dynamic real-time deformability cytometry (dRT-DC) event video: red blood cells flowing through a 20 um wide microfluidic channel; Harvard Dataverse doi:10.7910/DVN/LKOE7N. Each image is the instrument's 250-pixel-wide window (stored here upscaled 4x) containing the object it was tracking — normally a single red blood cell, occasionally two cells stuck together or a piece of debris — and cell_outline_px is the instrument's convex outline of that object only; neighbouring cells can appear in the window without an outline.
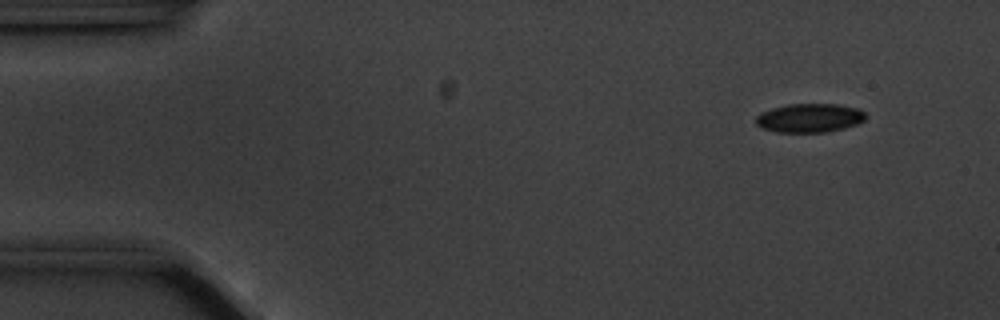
{"species": "common noctule bat (a hibernating species)", "species_latin": "Nyctalus noctula", "temperature_condition": "cold", "stored_images_in_passage": 56, "camera_frame_rate_fps": 3000, "um_per_image_px": 0.085, "animal": {"sex": "male", "body_mass_g": 20.1, "forearm_length_mm": 53.5}, "frame": {"image": 1, "passage_image": 5, "time_ms": 1.333, "image_size_px": [1000, 320], "cell_outline_px": [[864, 120], [856, 124], [844, 128], [828, 132], [776, 132], [764, 128], [756, 124], [756, 116], [760, 112], [772, 108], [788, 104], [836, 104], [860, 108], [864, 112]], "centroid_in_image_um": [68.8, 10.02], "position_along_channel_um": 16.2, "area_um2": 18.44}}
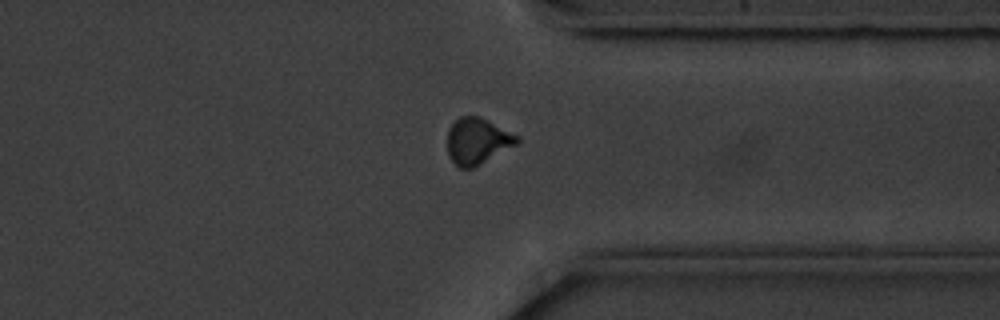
{"frame": {"image": 2, "passage_image": 43, "time_ms": 14.0, "image_size_px": [1000, 320], "cell_outline_px": [[520, 140], [516, 144], [480, 164], [472, 168], [460, 168], [448, 156], [448, 128], [460, 116], [476, 116], [488, 120], [520, 136]], "centroid_in_image_um": [40.57, 11.98], "position_along_channel_um": 370.8, "area_um2": 18.55}}
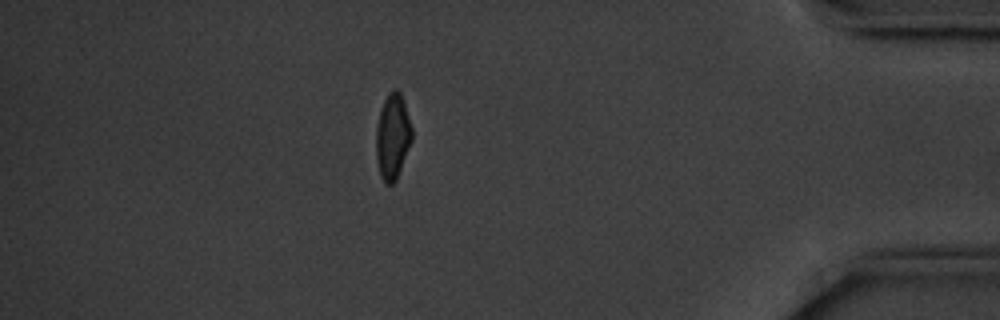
{"frame": {"image": 3, "passage_image": 49, "time_ms": 16.0, "image_size_px": [1000, 320], "cell_outline_px": [[412, 140], [396, 180], [392, 184], [384, 184], [380, 176], [376, 160], [376, 128], [380, 108], [388, 92], [392, 88], [396, 88], [400, 92], [404, 100], [412, 128]], "centroid_in_image_um": [33.36, 11.58], "position_along_channel_um": 401.8, "area_um2": 18.15}, "authors_computed_cell_mechanics": {"area_um2": 18.7272, "velocity_mm_per_s": 3.5399, "shape_relaxation_time_tau1_ms": 2.6346, "shape_relaxation_time_tau2_ms": null, "deformation_change_tau1": 0.0851, "deformation_change_tau2": null}}